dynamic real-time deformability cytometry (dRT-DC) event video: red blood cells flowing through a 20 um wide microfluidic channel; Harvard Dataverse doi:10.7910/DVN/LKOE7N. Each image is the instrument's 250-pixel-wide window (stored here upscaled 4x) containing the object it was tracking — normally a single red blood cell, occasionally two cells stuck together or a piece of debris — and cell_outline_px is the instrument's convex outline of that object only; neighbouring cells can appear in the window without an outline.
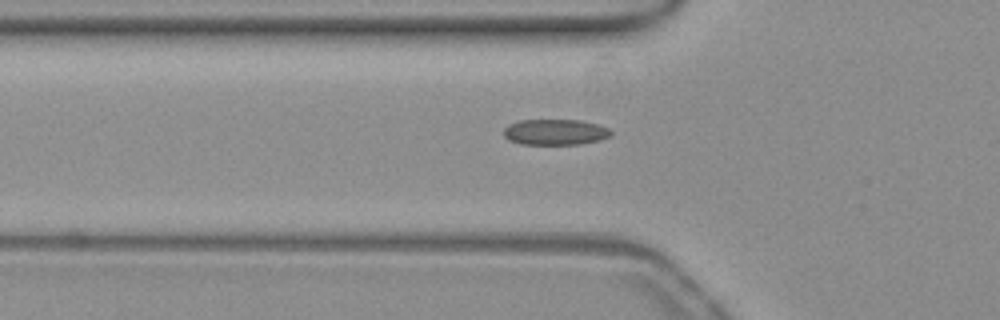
{"species": "common noctule bat (a hibernating species)", "species_latin": "Nyctalus noctula", "temperature_condition": "warm", "stored_images_in_passage": 40, "camera_frame_rate_fps": 3000, "um_per_image_px": 0.085, "animal": {"sex": "female", "body_mass_g": 19.3, "forearm_length_mm": 54.1}, "frame": {"image": 1, "passage_image": 9, "time_ms": 2.667, "image_size_px": [1000, 320], "cell_outline_px": [[612, 136], [600, 140], [580, 144], [520, 144], [508, 140], [504, 136], [504, 128], [508, 124], [520, 120], [580, 120], [600, 124], [608, 128], [612, 132]], "centroid_in_image_um": [47.21, 11.22], "position_along_channel_um": 78.6, "area_um2": 16.3}}
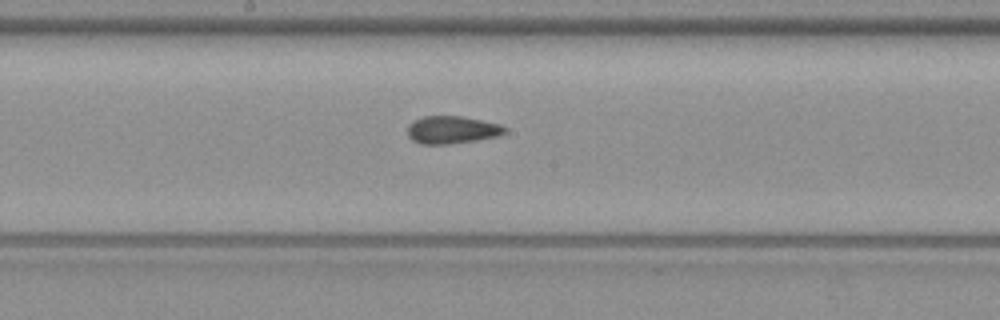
{"frame": {"image": 2, "passage_image": 19, "time_ms": 6.0, "image_size_px": [1000, 320], "cell_outline_px": [[508, 128], [504, 132], [496, 136], [476, 140], [448, 144], [420, 144], [412, 140], [408, 136], [408, 124], [412, 120], [424, 116], [460, 116], [500, 124]], "centroid_in_image_um": [38.37, 11.03], "position_along_channel_um": 209.8, "area_um2": 15.61}}
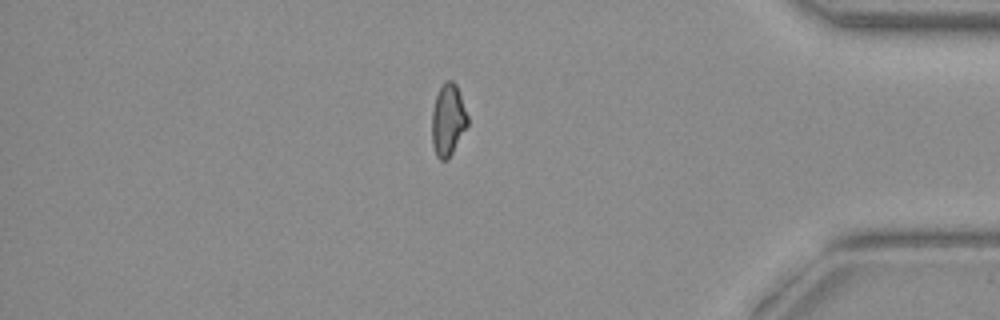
{"frame": {"image": 3, "passage_image": 36, "time_ms": 11.667, "image_size_px": [1000, 320], "cell_outline_px": [[468, 124], [448, 160], [440, 160], [436, 156], [432, 144], [432, 108], [436, 96], [444, 80], [452, 80], [456, 84], [468, 116]], "centroid_in_image_um": [38.07, 10.2], "position_along_channel_um": 397.1, "area_um2": 14.97}}